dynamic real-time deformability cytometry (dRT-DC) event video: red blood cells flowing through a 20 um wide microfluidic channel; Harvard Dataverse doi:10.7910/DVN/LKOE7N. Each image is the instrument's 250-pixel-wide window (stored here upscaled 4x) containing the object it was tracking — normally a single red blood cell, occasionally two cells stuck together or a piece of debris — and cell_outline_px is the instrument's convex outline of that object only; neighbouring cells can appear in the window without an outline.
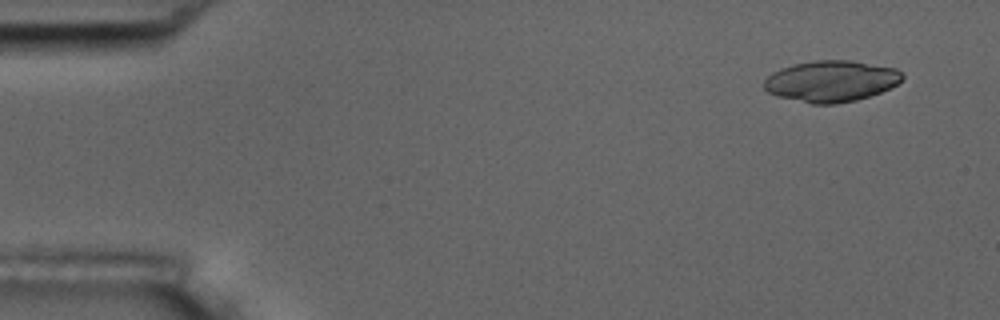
{"species": "common noctule bat (a hibernating species)", "species_latin": "Nyctalus noctula", "temperature_condition": "room temperature", "stored_images_in_passage": 7, "camera_frame_rate_fps": 3000, "um_per_image_px": 0.085, "animal": {"sex": "male", "body_mass_g": 17.5, "forearm_length_mm": 52.3}, "frame": {"image": 1, "passage_image": 1, "time_ms": 0.0, "image_size_px": [1000, 320], "cell_outline_px": [[904, 76], [892, 88], [856, 100], [836, 104], [812, 104], [776, 96], [768, 92], [764, 88], [764, 80], [772, 72], [780, 68], [792, 64], [812, 60], [852, 60], [896, 68]], "centroid_in_image_um": [70.62, 6.89], "position_along_channel_um": 14.4, "area_um2": 33.41}}